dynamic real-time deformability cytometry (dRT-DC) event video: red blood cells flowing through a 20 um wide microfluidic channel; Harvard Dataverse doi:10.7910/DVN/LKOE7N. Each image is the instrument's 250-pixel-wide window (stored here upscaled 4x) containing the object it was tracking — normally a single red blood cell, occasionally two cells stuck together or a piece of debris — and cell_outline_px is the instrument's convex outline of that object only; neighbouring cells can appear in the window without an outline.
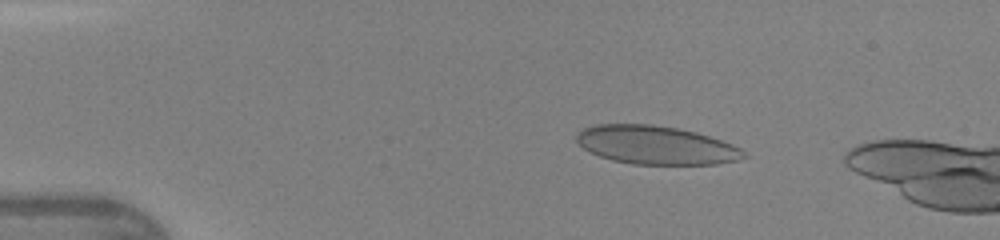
{"species": "human", "species_latin": "Homo sapiens", "temperature_condition": "warm", "stored_images_in_passage": 45, "camera_frame_rate_fps": 3000, "um_per_image_px": 0.085, "donor": {"sex": "female"}, "frame": {"image": 1, "passage_image": 8, "time_ms": 2.333, "image_size_px": [1000, 240], "cell_outline_px": [[744, 156], [736, 160], [716, 164], [632, 164], [612, 160], [600, 156], [584, 148], [576, 140], [576, 136], [584, 128], [596, 124], [652, 124], [676, 128], [696, 132], [732, 144], [740, 148], [744, 152]], "centroid_in_image_um": [55.73, 12.33], "position_along_channel_um": 29.3, "area_um2": 37.05}}
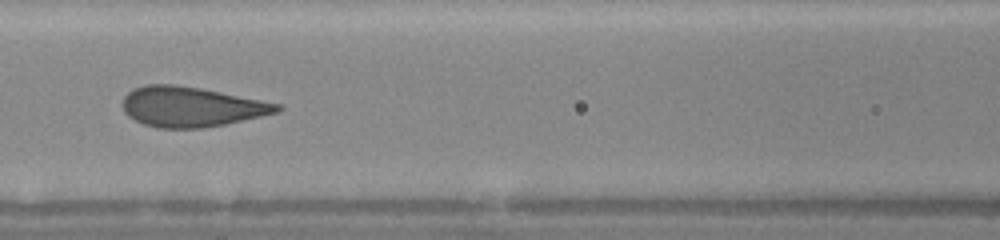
{"frame": {"image": 2, "passage_image": 21, "time_ms": 6.667, "image_size_px": [1000, 240], "cell_outline_px": [[284, 108], [276, 112], [260, 116], [224, 124], [204, 128], [156, 128], [144, 124], [128, 116], [124, 112], [124, 96], [132, 88], [144, 84], [176, 84], [200, 88], [280, 104]], "centroid_in_image_um": [16.21, 9.07], "position_along_channel_um": 150.4, "area_um2": 35.78}}
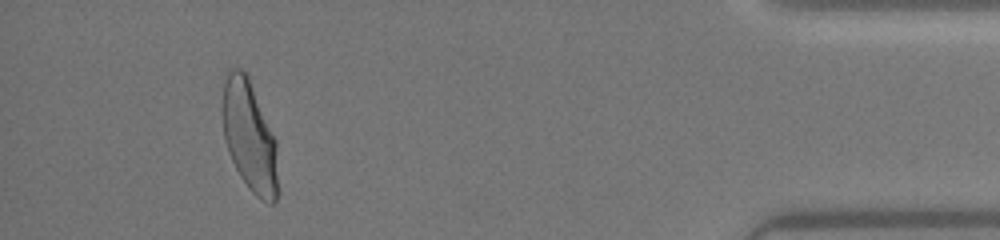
{"frame": {"image": 3, "passage_image": 43, "time_ms": 14.0, "image_size_px": [1000, 240], "cell_outline_px": [[276, 200], [272, 204], [268, 204], [260, 200], [248, 188], [240, 176], [228, 152], [224, 140], [220, 108], [224, 80], [228, 72], [232, 68], [240, 68], [248, 76], [276, 140]], "centroid_in_image_um": [21.15, 11.55], "position_along_channel_um": 414.1, "area_um2": 35.89}, "authors_computed_cell_mechanics": {"area_um2": 36.125, "velocity_mm_per_s": 4.3274, "shape_relaxation_time_tau1_ms": 4.6396, "shape_relaxation_time_tau2_ms": null, "deformation_change_tau1": 0.17, "deformation_change_tau2": null}}